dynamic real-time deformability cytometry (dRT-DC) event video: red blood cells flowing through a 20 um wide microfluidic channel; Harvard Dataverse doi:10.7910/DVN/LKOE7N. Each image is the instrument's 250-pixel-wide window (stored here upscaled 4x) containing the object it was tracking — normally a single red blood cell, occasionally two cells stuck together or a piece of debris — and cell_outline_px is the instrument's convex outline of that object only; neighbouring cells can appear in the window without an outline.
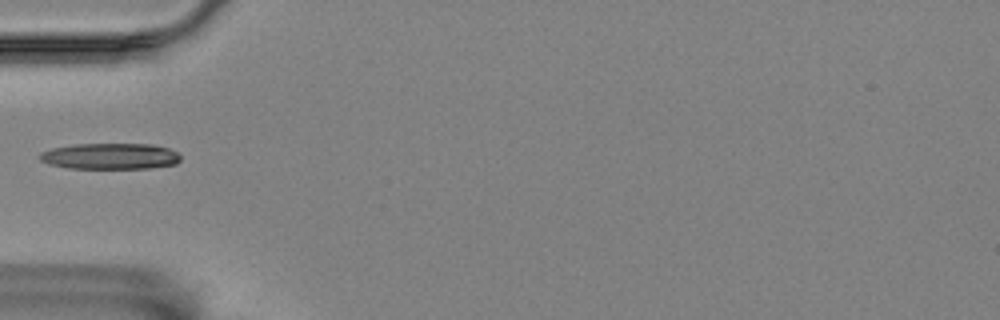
{"species": "Egyptian fruit bat (a non-hibernating species)", "species_latin": "Rousettus aegyptiacus", "temperature_condition": "room temperature", "stored_images_in_passage": 39, "camera_frame_rate_fps": 3000, "um_per_image_px": 0.085, "animal": {"sex": "female"}, "frame": {"image": 1, "passage_image": 1, "time_ms": 0.0, "image_size_px": [1000, 320], "cell_outline_px": [[180, 160], [176, 164], [148, 168], [68, 168], [48, 164], [40, 160], [40, 152], [52, 148], [76, 144], [152, 144], [168, 148], [176, 152], [180, 156]], "centroid_in_image_um": [9.36, 13.28], "position_along_channel_um": 75.6, "area_um2": 21.33}}
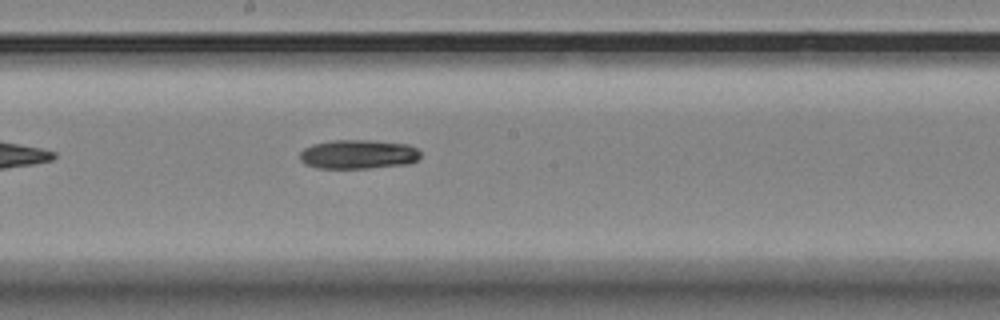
{"frame": {"image": 2, "passage_image": 13, "time_ms": 4.0, "image_size_px": [1000, 320], "cell_outline_px": [[420, 156], [416, 160], [408, 164], [368, 168], [316, 168], [304, 164], [300, 160], [300, 152], [304, 148], [312, 144], [332, 140], [372, 140], [408, 144], [416, 148], [420, 152]], "centroid_in_image_um": [30.42, 13.11], "position_along_channel_um": 217.8, "area_um2": 20.63}}
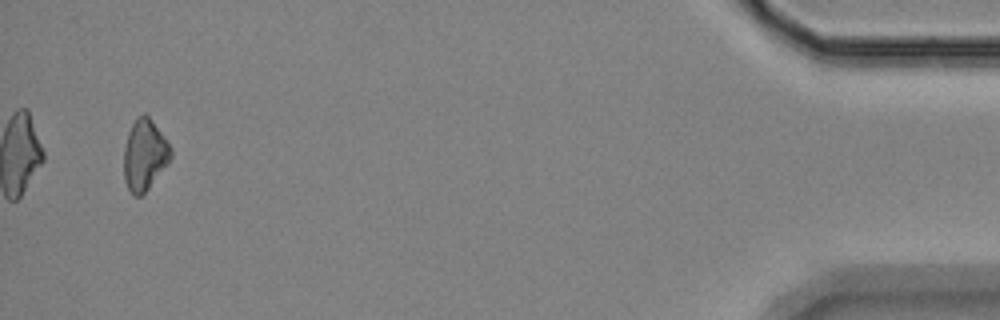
{"frame": {"image": 3, "passage_image": 37, "time_ms": 12.0, "image_size_px": [1000, 320], "cell_outline_px": [[172, 156], [168, 164], [148, 188], [140, 196], [132, 196], [124, 180], [124, 148], [128, 132], [136, 116], [144, 112], [148, 116], [164, 136], [172, 152]], "centroid_in_image_um": [12.27, 13.16], "position_along_channel_um": 422.9, "area_um2": 19.36}}